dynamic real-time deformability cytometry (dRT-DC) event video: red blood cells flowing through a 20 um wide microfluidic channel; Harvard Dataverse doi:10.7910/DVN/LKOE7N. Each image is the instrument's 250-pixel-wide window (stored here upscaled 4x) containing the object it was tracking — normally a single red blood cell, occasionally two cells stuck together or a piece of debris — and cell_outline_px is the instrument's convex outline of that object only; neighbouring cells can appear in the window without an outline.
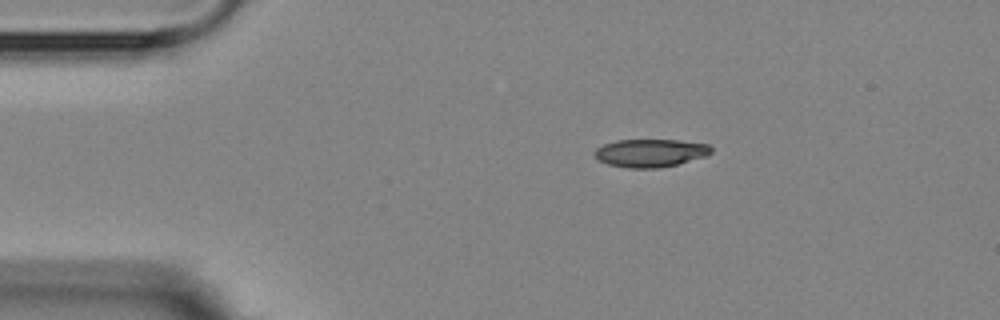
{"species": "Egyptian fruit bat (a non-hibernating species)", "species_latin": "Rousettus aegyptiacus", "temperature_condition": "room temperature", "stored_images_in_passage": 13, "camera_frame_rate_fps": 3000, "um_per_image_px": 0.085, "animal": {"sex": "female"}, "frame": {"image": 1, "passage_image": 1, "time_ms": 0.0, "image_size_px": [1000, 320], "cell_outline_px": [[712, 152], [704, 156], [676, 164], [656, 168], [628, 168], [608, 164], [600, 160], [592, 152], [596, 148], [604, 144], [616, 140], [680, 140], [708, 144], [712, 148]], "centroid_in_image_um": [55.26, 12.99], "position_along_channel_um": 29.7, "area_um2": 18.84}}
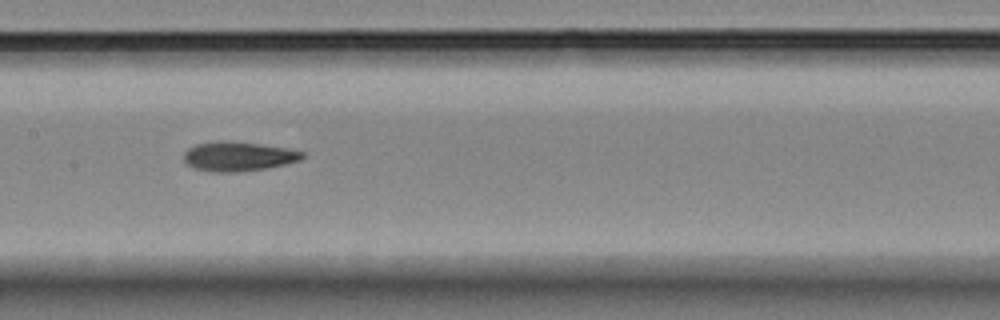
{"frame": {"image": 2, "passage_image": 6, "time_ms": 5.667, "image_size_px": [1000, 320], "cell_outline_px": [[304, 156], [300, 160], [284, 164], [264, 168], [236, 172], [212, 172], [192, 168], [184, 160], [184, 152], [188, 148], [196, 144], [220, 140], [228, 140], [260, 144], [288, 148], [304, 152]], "centroid_in_image_um": [20.22, 13.28], "position_along_channel_um": 187.2, "area_um2": 20.35}}
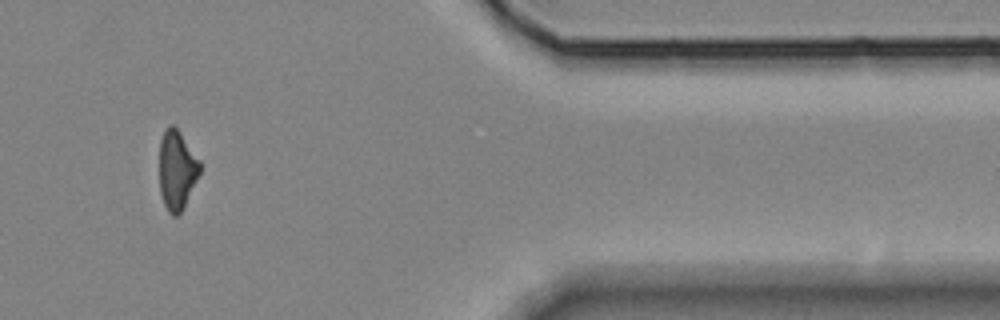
{"frame": {"image": 3, "passage_image": 11, "time_ms": 12.333, "image_size_px": [1000, 320], "cell_outline_px": [[200, 172], [180, 212], [176, 216], [172, 216], [168, 212], [164, 204], [160, 192], [160, 140], [168, 124], [172, 124], [180, 132], [200, 160]], "centroid_in_image_um": [15.02, 14.42], "position_along_channel_um": 396.4, "area_um2": 18.38}, "authors_computed_cell_mechanics": {"area_um2": 19.7098, "velocity_mm_per_s": 3.6158, "shape_relaxation_time_tau1_ms": 3.6408, "shape_relaxation_time_tau2_ms": 3.6641, "deformation_change_tau1": 0.1408, "deformation_change_tau2": 0.1062}}